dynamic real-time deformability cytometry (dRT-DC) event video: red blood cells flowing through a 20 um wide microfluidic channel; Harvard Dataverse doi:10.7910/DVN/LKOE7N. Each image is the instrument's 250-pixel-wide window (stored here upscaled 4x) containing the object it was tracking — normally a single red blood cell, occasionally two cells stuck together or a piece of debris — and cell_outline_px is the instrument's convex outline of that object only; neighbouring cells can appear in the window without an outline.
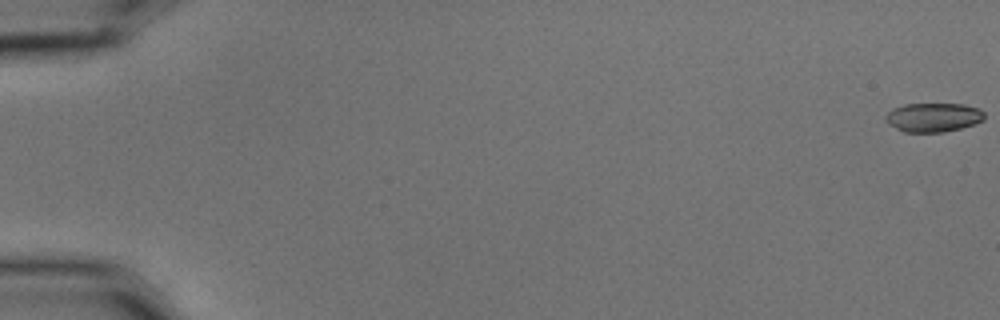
{"species": "common noctule bat (a hibernating species)", "species_latin": "Nyctalus noctula", "temperature_condition": "cold", "stored_images_in_passage": 5, "camera_frame_rate_fps": 3000, "um_per_image_px": 0.085, "animal": {"sex": "male", "body_mass_g": 15.6}, "frame": {"image": 1, "passage_image": 1, "time_ms": 0.0, "image_size_px": [1000, 320], "cell_outline_px": [[984, 120], [976, 124], [944, 132], [904, 132], [888, 124], [884, 120], [884, 116], [892, 108], [904, 104], [964, 104], [980, 108], [984, 112]], "centroid_in_image_um": [79.33, 9.97], "position_along_channel_um": 5.7, "area_um2": 16.94}}
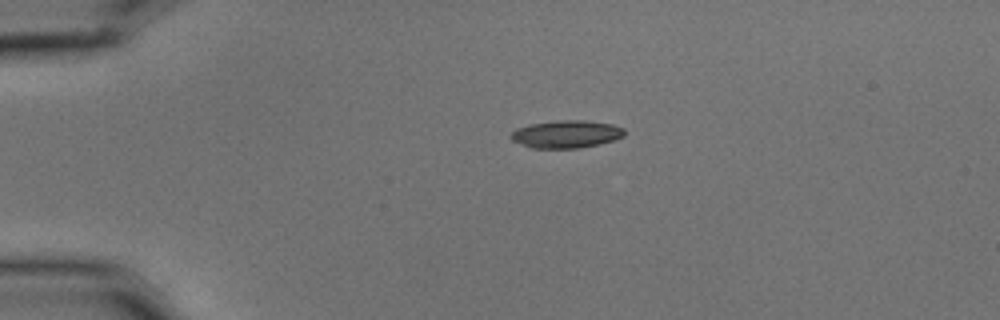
{"frame": {"image": 2, "passage_image": 4, "time_ms": 1.0, "image_size_px": [1000, 320], "cell_outline_px": [[624, 136], [600, 144], [580, 148], [532, 148], [512, 140], [508, 136], [516, 128], [528, 124], [556, 120], [584, 120], [612, 124], [624, 128]], "centroid_in_image_um": [48.11, 11.39], "position_along_channel_um": 36.9, "area_um2": 18.38}}